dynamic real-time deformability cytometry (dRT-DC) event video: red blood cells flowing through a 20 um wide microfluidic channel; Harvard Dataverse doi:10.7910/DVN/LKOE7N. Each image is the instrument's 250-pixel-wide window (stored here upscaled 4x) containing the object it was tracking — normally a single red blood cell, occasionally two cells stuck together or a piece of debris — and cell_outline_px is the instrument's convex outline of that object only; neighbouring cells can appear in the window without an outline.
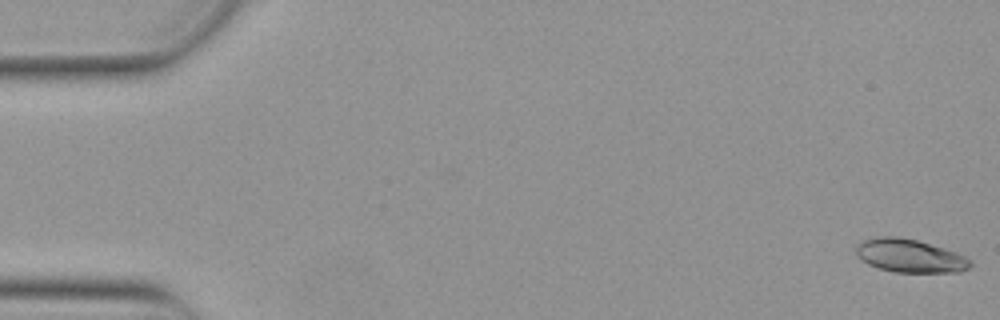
{"species": "Egyptian fruit bat (a non-hibernating species)", "species_latin": "Rousettus aegyptiacus", "temperature_condition": "warm", "stored_images_in_passage": 54, "camera_frame_rate_fps": 3000, "um_per_image_px": 0.085, "animal": {"sex": "female"}, "frame": {"image": 1, "passage_image": 1, "time_ms": 0.0, "image_size_px": [1000, 320], "cell_outline_px": [[972, 264], [968, 268], [960, 272], [896, 272], [880, 268], [868, 264], [860, 260], [856, 256], [856, 244], [860, 240], [876, 236], [900, 236], [916, 240], [944, 248], [956, 252], [972, 260]], "centroid_in_image_um": [77.29, 21.73], "position_along_channel_um": 7.7, "area_um2": 22.37}}
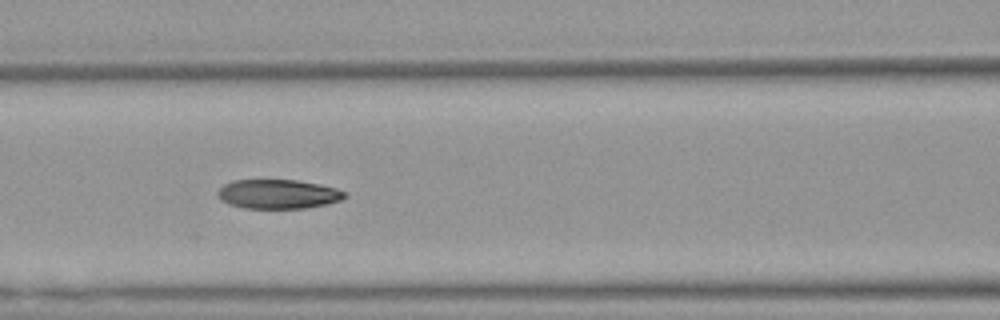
{"frame": {"image": 2, "passage_image": 23, "time_ms": 7.333, "image_size_px": [1000, 320], "cell_outline_px": [[348, 196], [340, 200], [308, 208], [244, 208], [228, 204], [220, 200], [216, 196], [216, 192], [224, 184], [232, 180], [296, 180], [320, 184], [336, 188], [348, 192]], "centroid_in_image_um": [23.62, 16.49], "position_along_channel_um": 143.0, "area_um2": 21.85}}
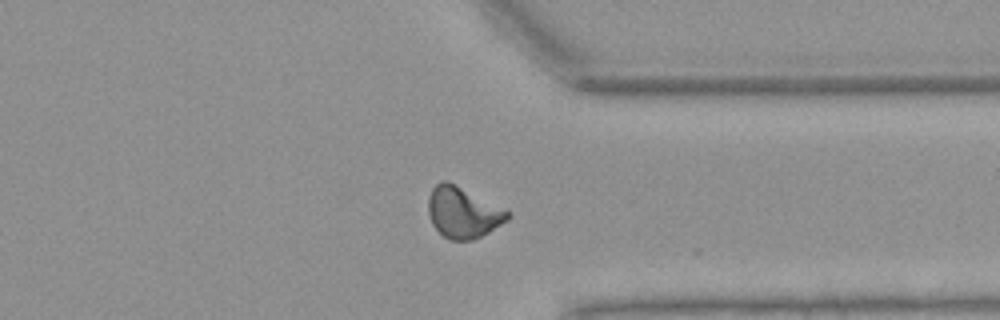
{"frame": {"image": 3, "passage_image": 41, "time_ms": 13.333, "image_size_px": [1000, 320], "cell_outline_px": [[508, 220], [488, 232], [472, 240], [448, 240], [432, 224], [428, 212], [428, 196], [432, 188], [440, 180], [448, 180], [508, 212]], "centroid_in_image_um": [39.28, 18.05], "position_along_channel_um": 372.1, "area_um2": 23.12}, "authors_computed_cell_mechanics": {"area_um2": 22.3397, "velocity_mm_per_s": 3.8605, "shape_relaxation_time_tau1_ms": 9.2151, "shape_relaxation_time_tau2_ms": 2.7493, "deformation_change_tau1": 0.2483, "deformation_change_tau2": 0.0809}}